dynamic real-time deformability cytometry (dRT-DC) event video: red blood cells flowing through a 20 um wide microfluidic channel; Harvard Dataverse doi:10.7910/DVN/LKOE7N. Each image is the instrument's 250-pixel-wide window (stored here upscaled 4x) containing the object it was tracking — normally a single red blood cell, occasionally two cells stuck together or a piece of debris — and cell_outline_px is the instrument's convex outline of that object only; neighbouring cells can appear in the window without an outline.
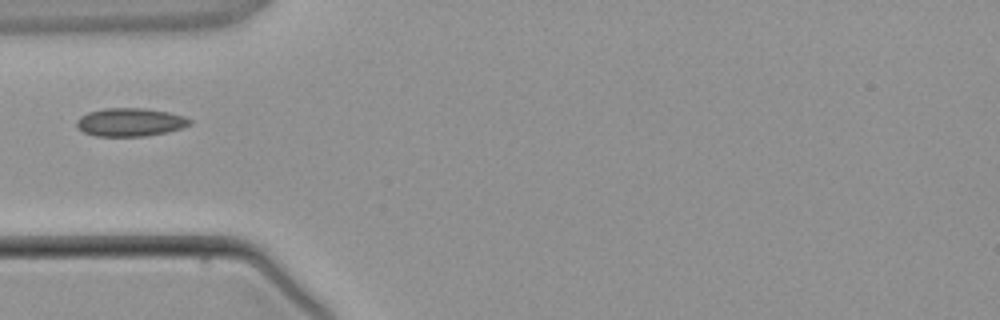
{"species": "common noctule bat (a hibernating species)", "species_latin": "Nyctalus noctula", "temperature_condition": "warm", "stored_images_in_passage": 2, "camera_frame_rate_fps": 3000, "um_per_image_px": 0.085, "animal": {"sex": "male", "body_mass_g": 21.5, "forearm_length_mm": 52.0}, "frame": {"image": 1, "passage_image": 1, "time_ms": 0.0, "image_size_px": [1000, 320], "cell_outline_px": [[192, 124], [184, 128], [168, 132], [144, 136], [96, 136], [84, 132], [76, 124], [76, 120], [80, 116], [88, 112], [104, 108], [144, 108], [168, 112], [184, 116], [192, 120]], "centroid_in_image_um": [11.1, 10.38], "position_along_channel_um": 73.9, "area_um2": 18.73}}
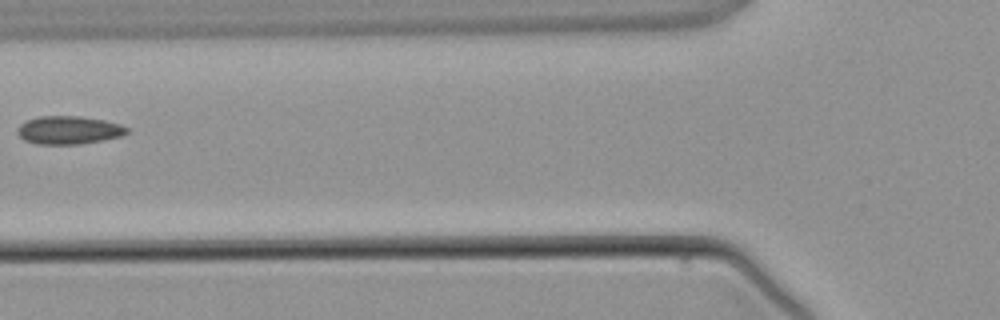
{"frame": {"image": 2, "passage_image": 2, "time_ms": 1.0, "image_size_px": [1000, 320], "cell_outline_px": [[128, 132], [120, 136], [104, 140], [80, 144], [36, 144], [24, 140], [16, 132], [16, 128], [20, 124], [28, 120], [40, 116], [80, 116], [104, 120], [120, 124], [128, 128]], "centroid_in_image_um": [5.82, 11.06], "position_along_channel_um": 120.0, "area_um2": 17.98}}